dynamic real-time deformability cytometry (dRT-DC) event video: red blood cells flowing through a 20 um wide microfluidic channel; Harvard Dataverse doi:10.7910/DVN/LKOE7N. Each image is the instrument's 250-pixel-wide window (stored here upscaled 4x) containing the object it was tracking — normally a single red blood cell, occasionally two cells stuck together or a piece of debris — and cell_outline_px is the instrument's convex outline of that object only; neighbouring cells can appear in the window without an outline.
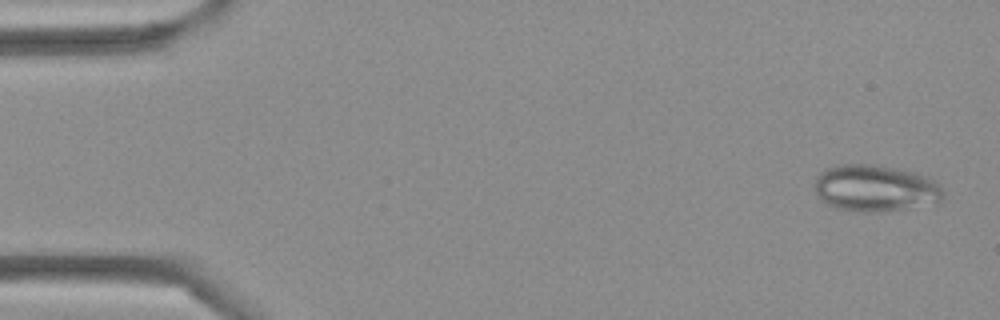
{"species": "Egyptian fruit bat (a non-hibernating species)", "species_latin": "Rousettus aegyptiacus", "temperature_condition": "cold", "stored_images_in_passage": 4, "camera_frame_rate_fps": 3000, "um_per_image_px": 0.085, "frame": {"image": 1, "passage_image": 1, "time_ms": 0.0, "image_size_px": [1000, 320], "cell_outline_px": [[944, 196], [940, 204], [876, 212], [860, 212], [836, 208], [820, 200], [816, 196], [816, 176], [820, 172], [828, 168], [840, 164], [876, 164], [900, 168], [916, 172], [932, 180], [944, 192]], "centroid_in_image_um": [74.42, 16.0], "position_along_channel_um": 10.6, "area_um2": 35.37}}